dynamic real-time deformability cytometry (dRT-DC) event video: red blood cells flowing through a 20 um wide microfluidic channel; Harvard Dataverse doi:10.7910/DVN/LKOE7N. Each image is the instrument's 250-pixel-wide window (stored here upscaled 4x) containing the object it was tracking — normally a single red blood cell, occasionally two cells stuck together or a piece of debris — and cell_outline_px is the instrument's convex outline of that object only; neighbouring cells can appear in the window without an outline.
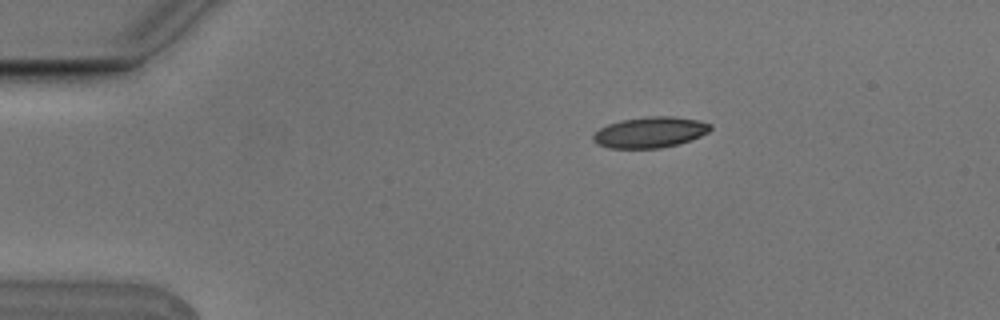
{"species": "Egyptian fruit bat (a non-hibernating species)", "species_latin": "Rousettus aegyptiacus", "temperature_condition": "cold", "stored_images_in_passage": 6, "camera_frame_rate_fps": 3000, "um_per_image_px": 0.085, "animal": {"sex": "male"}, "frame": {"image": 1, "passage_image": 1, "time_ms": 0.0, "image_size_px": [1000, 320], "cell_outline_px": [[712, 128], [708, 132], [700, 136], [676, 144], [660, 148], [608, 148], [596, 144], [592, 140], [592, 136], [600, 128], [608, 124], [620, 120], [648, 116], [672, 116], [700, 120], [712, 124]], "centroid_in_image_um": [55.24, 11.23], "position_along_channel_um": 29.8, "area_um2": 21.1}}
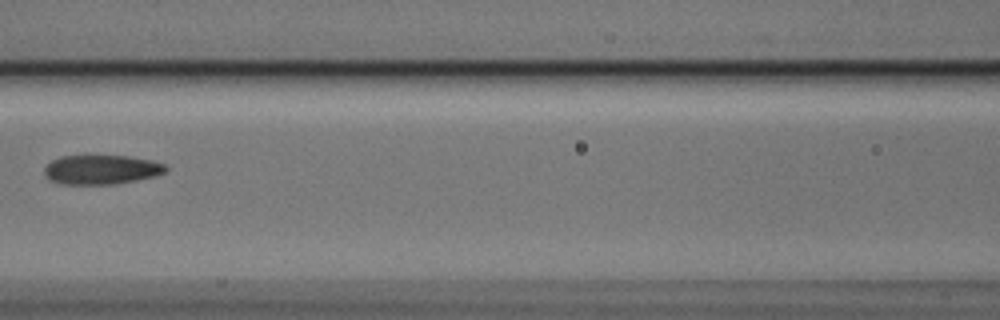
{"frame": {"image": 2, "passage_image": 5, "time_ms": 1.333, "image_size_px": [1000, 320], "cell_outline_px": [[168, 168], [164, 172], [156, 176], [136, 180], [112, 184], [60, 184], [48, 180], [44, 176], [44, 168], [52, 160], [60, 156], [84, 152], [128, 156], [152, 160], [164, 164]], "centroid_in_image_um": [8.55, 14.36], "position_along_channel_um": 158.1, "area_um2": 21.79}}
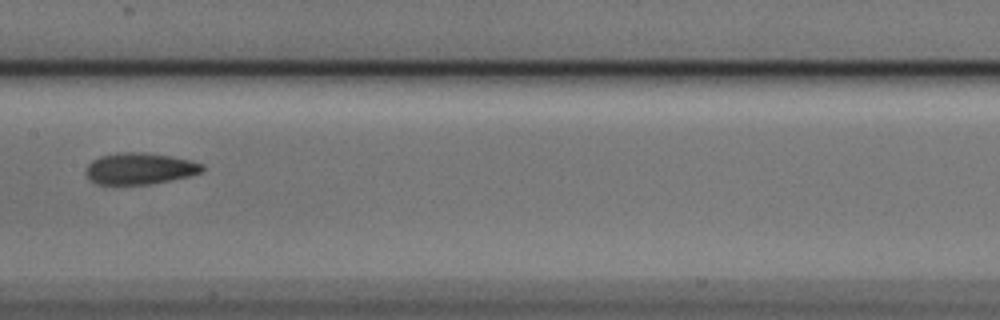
{"frame": {"image": 3, "passage_image": 6, "time_ms": 1.667, "image_size_px": [1000, 320], "cell_outline_px": [[204, 168], [200, 172], [188, 176], [152, 184], [96, 184], [84, 172], [88, 164], [92, 160], [100, 156], [120, 152], [144, 152], [168, 156], [188, 160], [204, 164]], "centroid_in_image_um": [11.85, 14.32], "position_along_channel_um": 195.6, "area_um2": 21.15}}